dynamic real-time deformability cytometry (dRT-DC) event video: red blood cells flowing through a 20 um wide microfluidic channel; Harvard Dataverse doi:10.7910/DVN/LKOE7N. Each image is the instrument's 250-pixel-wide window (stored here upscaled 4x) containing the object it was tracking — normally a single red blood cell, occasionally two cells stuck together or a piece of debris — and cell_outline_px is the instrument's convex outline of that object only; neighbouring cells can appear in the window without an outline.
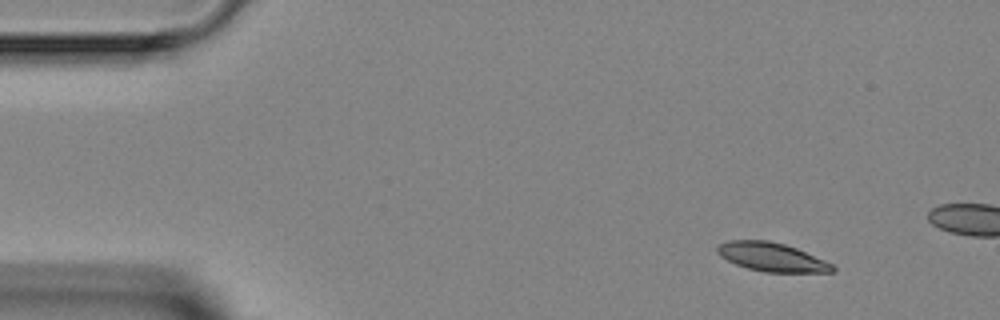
{"species": "Egyptian fruit bat (a non-hibernating species)", "species_latin": "Rousettus aegyptiacus", "temperature_condition": "room temperature", "stored_images_in_passage": 5, "camera_frame_rate_fps": 3000, "um_per_image_px": 0.085, "animal": {"sex": "female"}, "frame": {"image": 1, "passage_image": 1, "time_ms": 0.0, "image_size_px": [1000, 320], "cell_outline_px": [[836, 272], [764, 272], [748, 268], [736, 264], [720, 256], [716, 252], [716, 244], [728, 240], [768, 240], [784, 244], [796, 248], [824, 260], [832, 264], [836, 268]], "centroid_in_image_um": [65.57, 21.84], "position_along_channel_um": 19.4, "area_um2": 19.31}}